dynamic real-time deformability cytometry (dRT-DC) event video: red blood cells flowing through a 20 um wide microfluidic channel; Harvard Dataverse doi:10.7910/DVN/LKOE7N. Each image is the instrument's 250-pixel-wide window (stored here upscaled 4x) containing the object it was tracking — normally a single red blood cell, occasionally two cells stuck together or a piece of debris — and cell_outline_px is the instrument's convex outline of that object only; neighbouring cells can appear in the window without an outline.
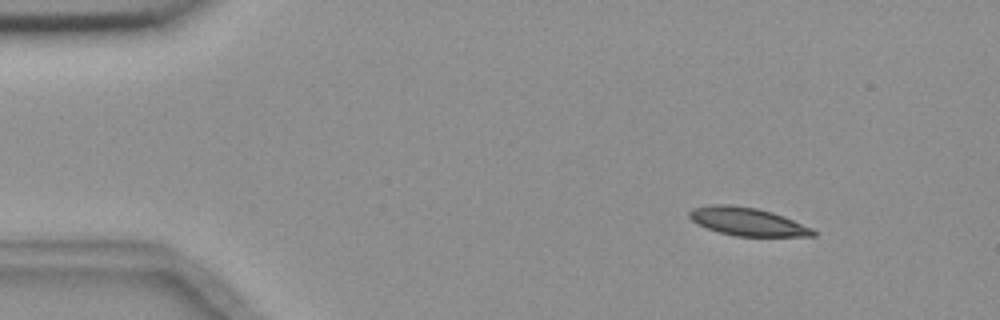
{"species": "common noctule bat (a hibernating species)", "species_latin": "Nyctalus noctula", "temperature_condition": "room temperature", "stored_images_in_passage": 6, "camera_frame_rate_fps": 3000, "um_per_image_px": 0.085, "animal": {"sex": "female", "body_mass_g": 18.4}, "frame": {"image": 1, "passage_image": 2, "time_ms": 1.333, "image_size_px": [1000, 320], "cell_outline_px": [[816, 236], [736, 236], [720, 232], [708, 228], [692, 220], [688, 216], [688, 212], [692, 208], [712, 204], [728, 204], [756, 208], [772, 212], [784, 216], [812, 228], [816, 232]], "centroid_in_image_um": [63.53, 18.83], "position_along_channel_um": 21.5, "area_um2": 20.11}}